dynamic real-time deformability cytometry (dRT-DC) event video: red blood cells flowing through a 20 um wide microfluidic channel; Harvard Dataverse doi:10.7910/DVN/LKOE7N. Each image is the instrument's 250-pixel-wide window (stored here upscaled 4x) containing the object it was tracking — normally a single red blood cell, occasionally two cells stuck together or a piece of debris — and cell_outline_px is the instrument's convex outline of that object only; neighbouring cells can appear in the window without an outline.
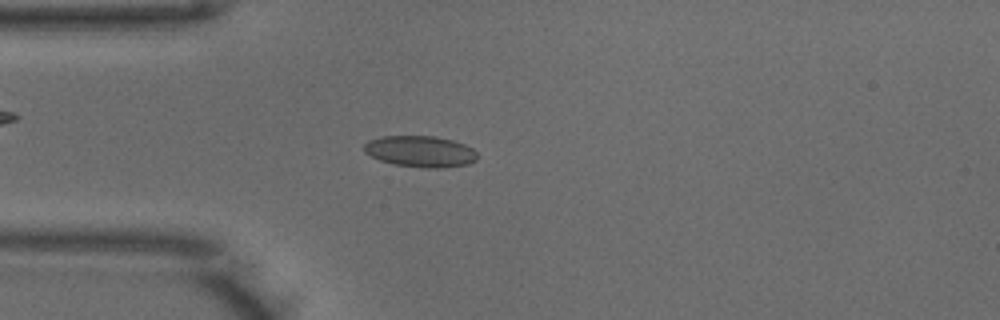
{"species": "common noctule bat (a hibernating species)", "species_latin": "Nyctalus noctula", "temperature_condition": "warm", "stored_images_in_passage": 49, "camera_frame_rate_fps": 3000, "um_per_image_px": 0.085, "animal": {"sex": "male", "body_mass_g": 18.8}, "frame": {"image": 1, "passage_image": 12, "time_ms": 3.667, "image_size_px": [1000, 320], "cell_outline_px": [[476, 160], [468, 164], [444, 168], [424, 168], [392, 164], [380, 160], [364, 152], [364, 144], [368, 140], [384, 136], [436, 136], [452, 140], [464, 144], [472, 148], [476, 152]], "centroid_in_image_um": [35.72, 12.88], "position_along_channel_um": 49.3, "area_um2": 20.69}}
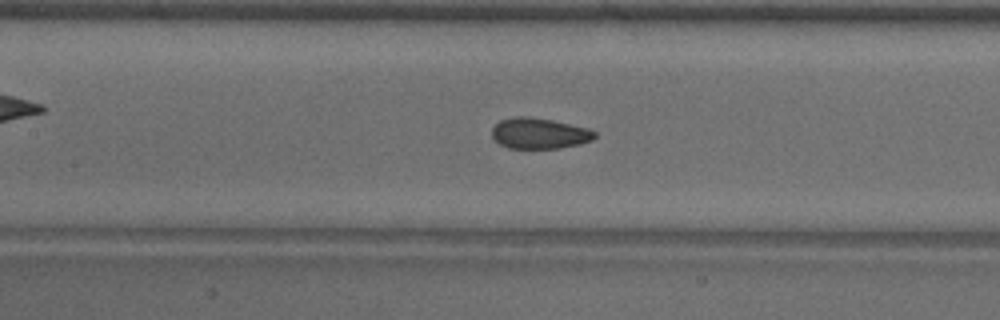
{"frame": {"image": 2, "passage_image": 21, "time_ms": 6.667, "image_size_px": [1000, 320], "cell_outline_px": [[596, 136], [592, 140], [580, 144], [560, 148], [508, 148], [500, 144], [492, 136], [492, 128], [500, 120], [516, 116], [528, 116], [552, 120], [588, 128], [596, 132]], "centroid_in_image_um": [45.84, 11.33], "position_along_channel_um": 161.6, "area_um2": 18.44}}
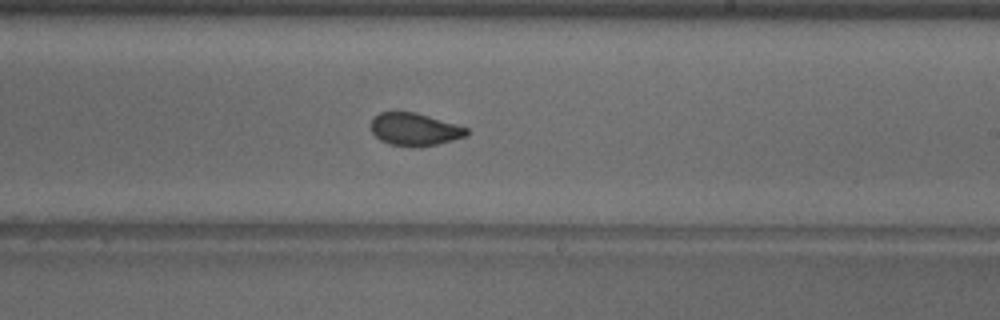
{"frame": {"image": 3, "passage_image": 28, "time_ms": 9.0, "image_size_px": [1000, 320], "cell_outline_px": [[468, 136], [436, 144], [412, 148], [388, 144], [380, 140], [372, 132], [372, 120], [380, 112], [396, 108], [416, 112], [456, 124], [468, 128]], "centroid_in_image_um": [35.21, 10.96], "position_along_channel_um": 253.8, "area_um2": 18.73}, "authors_computed_cell_mechanics": {"area_um2": 19.3052, "velocity_mm_per_s": 3.9552, "shape_relaxation_time_tau1_ms": 5.3935, "shape_relaxation_time_tau2_ms": 1.0229, "deformation_change_tau1": 0.139, "deformation_change_tau2": 0.0435}}